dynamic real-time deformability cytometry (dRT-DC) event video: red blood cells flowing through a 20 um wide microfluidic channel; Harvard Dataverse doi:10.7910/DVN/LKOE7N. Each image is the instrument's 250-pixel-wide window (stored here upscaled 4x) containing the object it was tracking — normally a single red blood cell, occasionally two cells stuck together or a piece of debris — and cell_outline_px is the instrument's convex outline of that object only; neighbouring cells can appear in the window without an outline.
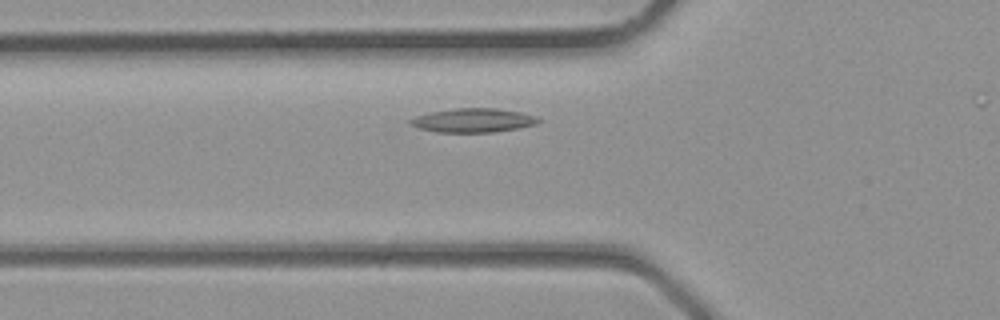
{"species": "common noctule bat (a hibernating species)", "species_latin": "Nyctalus noctula", "temperature_condition": "room temperature", "stored_images_in_passage": 12, "camera_frame_rate_fps": 3000, "um_per_image_px": 0.085, "animal": {"sex": "male", "body_mass_g": 23.1, "forearm_length_mm": 52.7}, "frame": {"image": 1, "passage_image": 6, "time_ms": 1.667, "image_size_px": [1000, 320], "cell_outline_px": [[540, 120], [536, 124], [516, 128], [492, 132], [436, 132], [420, 128], [412, 124], [408, 120], [416, 116], [428, 112], [456, 108], [496, 108], [520, 112], [536, 116]], "centroid_in_image_um": [40.2, 10.22], "position_along_channel_um": 85.6, "area_um2": 17.69}}
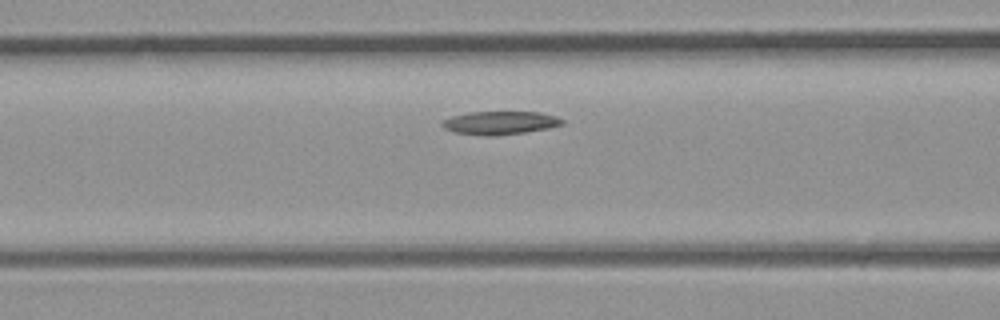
{"frame": {"image": 2, "passage_image": 8, "time_ms": 2.333, "image_size_px": [1000, 320], "cell_outline_px": [[564, 124], [548, 128], [524, 132], [492, 136], [484, 136], [452, 132], [444, 128], [440, 124], [440, 120], [452, 116], [468, 112], [540, 112], [556, 116], [564, 120]], "centroid_in_image_um": [42.45, 10.44], "position_along_channel_um": 124.1, "area_um2": 16.42}}
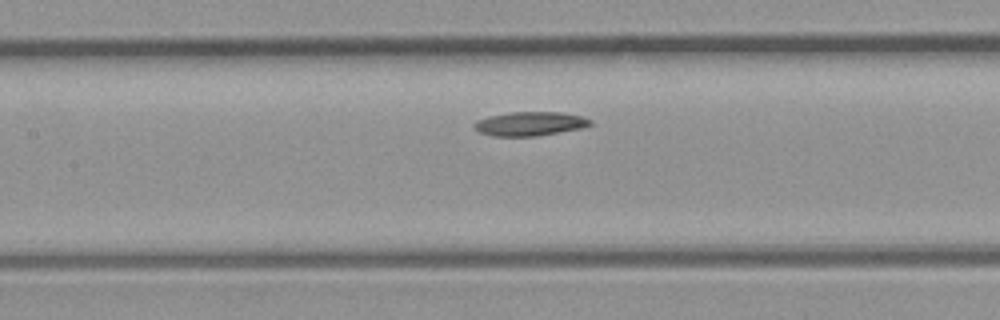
{"frame": {"image": 3, "passage_image": 10, "time_ms": 3.0, "image_size_px": [1000, 320], "cell_outline_px": [[592, 124], [580, 128], [536, 136], [492, 136], [480, 132], [472, 124], [476, 120], [488, 116], [508, 112], [560, 112], [580, 116], [592, 120]], "centroid_in_image_um": [45.0, 10.51], "position_along_channel_um": 162.4, "area_um2": 16.13}}